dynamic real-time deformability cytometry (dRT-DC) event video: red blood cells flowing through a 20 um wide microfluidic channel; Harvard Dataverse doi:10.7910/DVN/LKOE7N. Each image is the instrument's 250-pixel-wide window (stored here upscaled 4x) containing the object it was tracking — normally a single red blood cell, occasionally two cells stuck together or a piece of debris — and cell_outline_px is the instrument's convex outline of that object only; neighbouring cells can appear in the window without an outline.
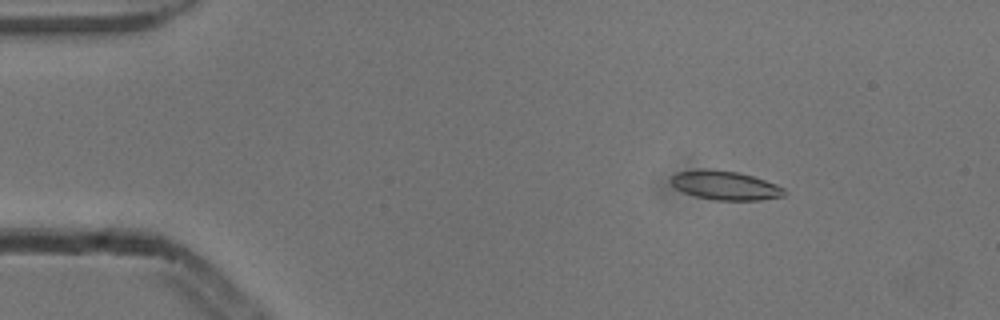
{"species": "common noctule bat (a hibernating species)", "species_latin": "Nyctalus noctula", "temperature_condition": "cold", "stored_images_in_passage": 53, "camera_frame_rate_fps": 3000, "um_per_image_px": 0.085, "animal": {"sex": "male", "body_mass_g": 13.3}, "frame": {"image": 1, "passage_image": 8, "time_ms": 2.333, "image_size_px": [1000, 320], "cell_outline_px": [[784, 196], [760, 200], [716, 200], [696, 196], [684, 192], [676, 188], [672, 184], [672, 176], [676, 172], [704, 168], [708, 168], [740, 172], [776, 184], [784, 188]], "centroid_in_image_um": [61.63, 15.74], "position_along_channel_um": 23.4, "area_um2": 19.07}}
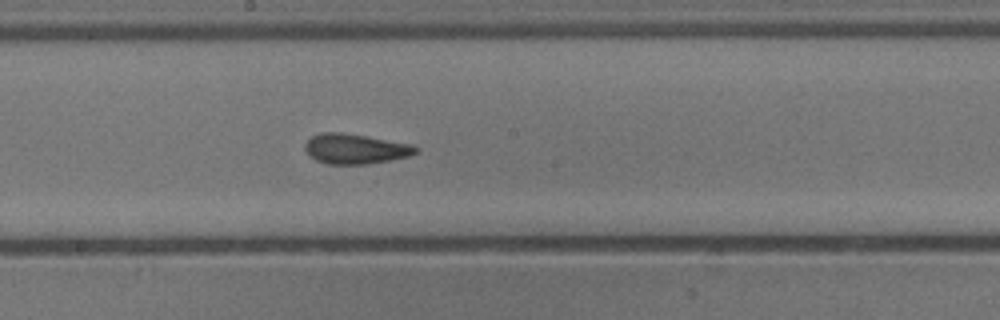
{"frame": {"image": 2, "passage_image": 29, "time_ms": 9.333, "image_size_px": [1000, 320], "cell_outline_px": [[420, 148], [416, 152], [408, 156], [392, 160], [368, 164], [328, 164], [316, 160], [308, 156], [304, 148], [304, 144], [312, 136], [324, 132], [340, 132], [412, 144]], "centroid_in_image_um": [30.18, 12.66], "position_along_channel_um": 218.0, "area_um2": 19.36}}
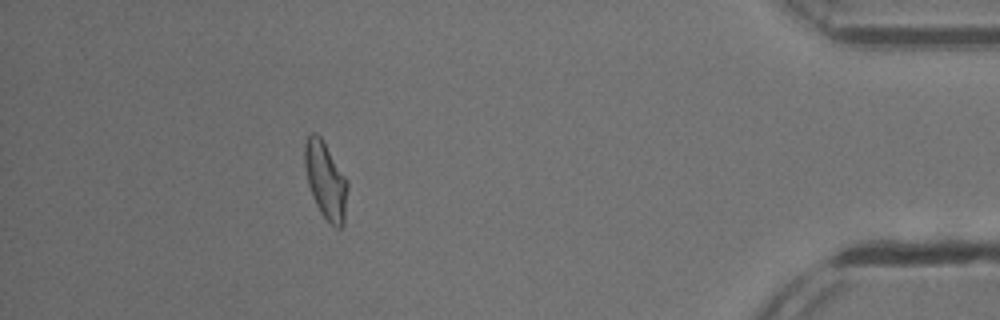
{"frame": {"image": 3, "passage_image": 48, "time_ms": 15.667, "image_size_px": [1000, 320], "cell_outline_px": [[348, 188], [344, 224], [340, 228], [336, 228], [320, 212], [312, 196], [308, 184], [304, 168], [304, 144], [308, 136], [312, 132], [316, 132], [320, 136], [348, 180]], "centroid_in_image_um": [27.68, 15.32], "position_along_channel_um": 407.5, "area_um2": 19.31}, "authors_computed_cell_mechanics": {"area_um2": 19.074, "velocity_mm_per_s": 3.8643, "shape_relaxation_time_tau1_ms": 8.7494, "shape_relaxation_time_tau2_ms": 1.9027, "deformation_change_tau1": 0.2018, "deformation_change_tau2": 0.0958}}